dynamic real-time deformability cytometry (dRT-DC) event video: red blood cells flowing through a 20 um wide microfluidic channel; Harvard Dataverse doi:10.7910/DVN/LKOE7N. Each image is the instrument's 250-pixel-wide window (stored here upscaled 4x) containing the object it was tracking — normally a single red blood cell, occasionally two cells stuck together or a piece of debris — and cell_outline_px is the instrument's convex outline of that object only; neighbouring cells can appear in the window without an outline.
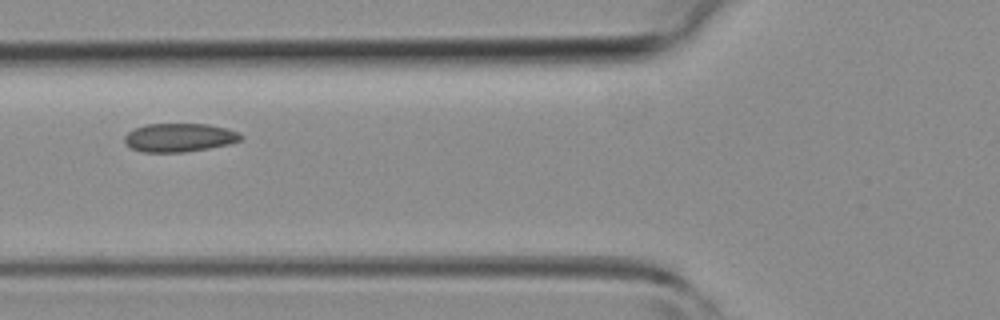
{"species": "common noctule bat (a hibernating species)", "species_latin": "Nyctalus noctula", "temperature_condition": "room temperature", "stored_images_in_passage": 2, "camera_frame_rate_fps": 3000, "um_per_image_px": 0.085, "animal": {"sex": "female", "body_mass_g": 19.3, "forearm_length_mm": 54.1}, "frame": {"image": 1, "passage_image": 2, "time_ms": 1.0, "image_size_px": [1000, 320], "cell_outline_px": [[244, 136], [240, 140], [228, 144], [208, 148], [184, 152], [140, 152], [124, 144], [124, 136], [128, 132], [144, 124], [208, 124], [228, 128], [240, 132]], "centroid_in_image_um": [15.24, 11.69], "position_along_channel_um": 110.6, "area_um2": 19.48}}